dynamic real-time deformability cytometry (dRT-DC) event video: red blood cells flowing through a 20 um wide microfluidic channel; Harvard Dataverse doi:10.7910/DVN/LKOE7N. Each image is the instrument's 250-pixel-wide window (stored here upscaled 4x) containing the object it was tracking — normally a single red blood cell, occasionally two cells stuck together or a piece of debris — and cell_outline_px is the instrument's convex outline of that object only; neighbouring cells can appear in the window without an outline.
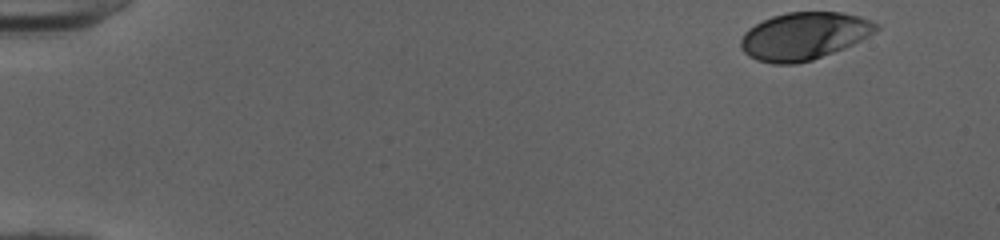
{"species": "human", "species_latin": "Homo sapiens", "temperature_condition": "cold", "stored_images_in_passage": 48, "camera_frame_rate_fps": 3000, "um_per_image_px": 0.085, "donor": {"sex": "female"}, "frame": {"image": 1, "passage_image": 1, "time_ms": 0.0, "image_size_px": [1000, 240], "cell_outline_px": [[880, 28], [868, 36], [844, 48], [812, 60], [796, 64], [772, 64], [756, 60], [748, 56], [740, 48], [740, 40], [744, 32], [748, 28], [772, 16], [788, 12], [840, 12], [860, 16], [872, 20], [880, 24]], "centroid_in_image_um": [68.33, 3.06], "position_along_channel_um": 16.7, "area_um2": 37.63}}
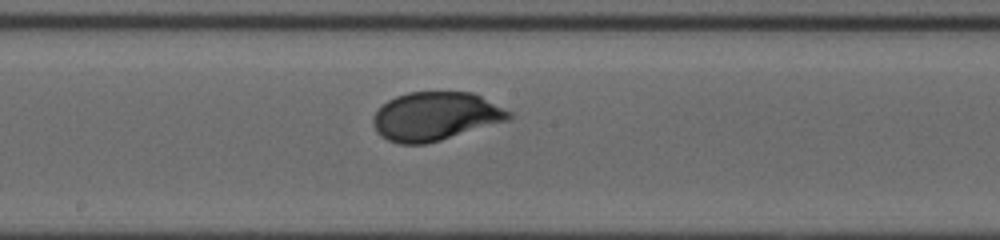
{"frame": {"image": 2, "passage_image": 26, "time_ms": 8.333, "image_size_px": [1000, 240], "cell_outline_px": [[512, 116], [508, 120], [440, 140], [424, 144], [400, 144], [388, 140], [380, 136], [376, 132], [372, 124], [372, 120], [376, 112], [388, 100], [396, 96], [408, 92], [472, 92], [512, 112]], "centroid_in_image_um": [36.98, 9.89], "position_along_channel_um": 211.2, "area_um2": 38.15}}
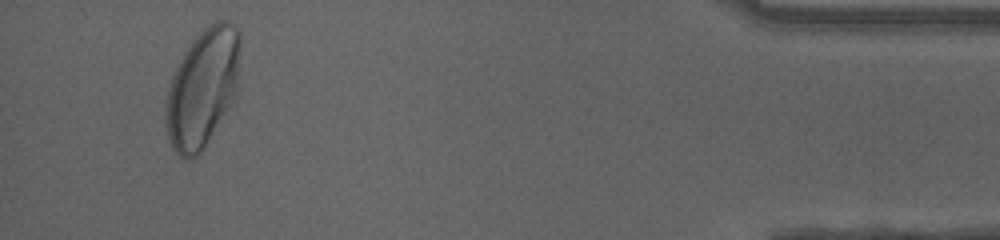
{"frame": {"image": 3, "passage_image": 46, "time_ms": 15.0, "image_size_px": [1000, 240], "cell_outline_px": [[240, 48], [236, 92], [232, 100], [204, 148], [192, 160], [184, 160], [172, 148], [164, 124], [164, 108], [168, 88], [172, 76], [184, 52], [192, 40], [208, 24], [216, 20], [228, 20], [236, 24], [240, 32]], "centroid_in_image_um": [17.2, 7.46], "position_along_channel_um": 418.0, "area_um2": 51.5}, "authors_computed_cell_mechanics": {"area_um2": 38.5237, "velocity_mm_per_s": 3.9981, "shape_relaxation_time_tau1_ms": 3.0271, "shape_relaxation_time_tau2_ms": null, "deformation_change_tau1": 0.1489, "deformation_change_tau2": null}}